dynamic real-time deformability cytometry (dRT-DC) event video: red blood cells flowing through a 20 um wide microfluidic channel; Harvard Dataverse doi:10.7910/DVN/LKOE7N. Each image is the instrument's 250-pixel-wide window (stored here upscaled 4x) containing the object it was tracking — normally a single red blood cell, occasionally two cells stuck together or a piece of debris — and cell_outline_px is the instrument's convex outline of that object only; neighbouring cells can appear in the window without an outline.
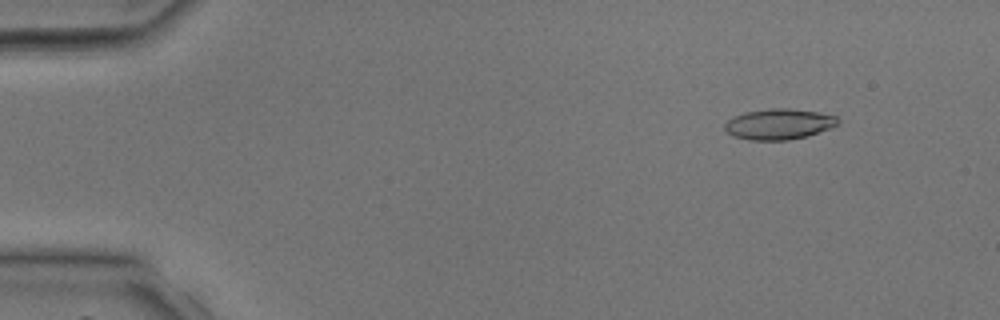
{"species": "common noctule bat (a hibernating species)", "species_latin": "Nyctalus noctula", "temperature_condition": "room temperature", "stored_images_in_passage": 33, "camera_frame_rate_fps": 3000, "um_per_image_px": 0.085, "animal": {"sex": "male", "body_mass_g": 17.9, "forearm_length_mm": 54.2}, "frame": {"image": 1, "passage_image": 5, "time_ms": 1.333, "image_size_px": [1000, 320], "cell_outline_px": [[840, 124], [832, 128], [808, 136], [788, 140], [748, 140], [732, 136], [724, 128], [724, 124], [732, 116], [744, 112], [768, 108], [788, 108], [816, 112], [836, 116], [840, 120]], "centroid_in_image_um": [66.21, 10.55], "position_along_channel_um": 18.8, "area_um2": 20.52}}
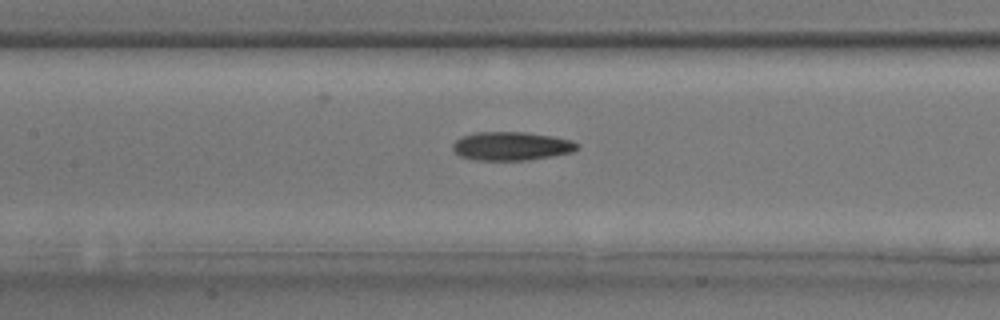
{"frame": {"image": 2, "passage_image": 19, "time_ms": 6.0, "image_size_px": [1000, 320], "cell_outline_px": [[580, 148], [572, 152], [528, 160], [476, 160], [460, 156], [452, 148], [452, 144], [460, 136], [476, 132], [524, 132], [552, 136], [572, 140], [580, 144]], "centroid_in_image_um": [43.47, 12.41], "position_along_channel_um": 163.9, "area_um2": 20.81}}
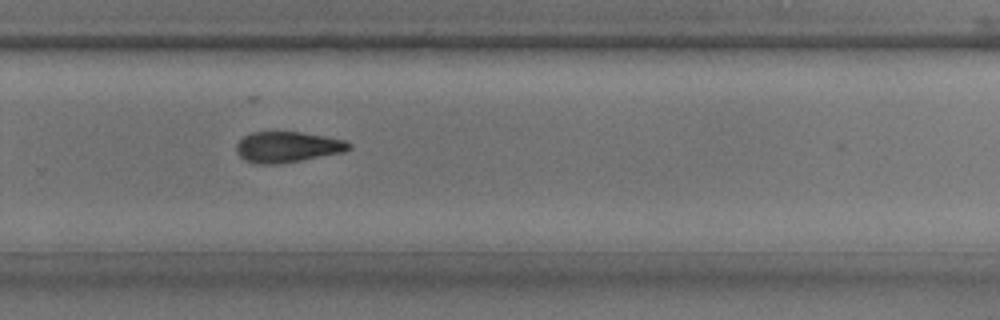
{"frame": {"image": 3, "passage_image": 27, "time_ms": 8.667, "image_size_px": [1000, 320], "cell_outline_px": [[352, 148], [344, 152], [300, 160], [276, 164], [256, 164], [244, 160], [236, 152], [236, 144], [244, 136], [252, 132], [300, 132], [324, 136], [344, 140], [352, 144]], "centroid_in_image_um": [24.42, 12.49], "position_along_channel_um": 305.4, "area_um2": 20.11}}